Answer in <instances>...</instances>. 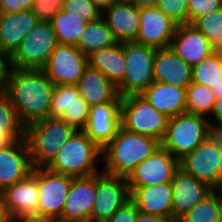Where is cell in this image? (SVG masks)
Listing matches in <instances>:
<instances>
[{
	"instance_id": "obj_46",
	"label": "cell",
	"mask_w": 222,
	"mask_h": 222,
	"mask_svg": "<svg viewBox=\"0 0 222 222\" xmlns=\"http://www.w3.org/2000/svg\"><path fill=\"white\" fill-rule=\"evenodd\" d=\"M11 222H51V219L38 215H24L11 219Z\"/></svg>"
},
{
	"instance_id": "obj_32",
	"label": "cell",
	"mask_w": 222,
	"mask_h": 222,
	"mask_svg": "<svg viewBox=\"0 0 222 222\" xmlns=\"http://www.w3.org/2000/svg\"><path fill=\"white\" fill-rule=\"evenodd\" d=\"M215 96L209 87L191 82L186 88V113L202 115L211 121Z\"/></svg>"
},
{
	"instance_id": "obj_45",
	"label": "cell",
	"mask_w": 222,
	"mask_h": 222,
	"mask_svg": "<svg viewBox=\"0 0 222 222\" xmlns=\"http://www.w3.org/2000/svg\"><path fill=\"white\" fill-rule=\"evenodd\" d=\"M25 138V134H2L0 132V149L9 147L15 141Z\"/></svg>"
},
{
	"instance_id": "obj_33",
	"label": "cell",
	"mask_w": 222,
	"mask_h": 222,
	"mask_svg": "<svg viewBox=\"0 0 222 222\" xmlns=\"http://www.w3.org/2000/svg\"><path fill=\"white\" fill-rule=\"evenodd\" d=\"M192 25L207 37L213 53L222 52V8L199 17Z\"/></svg>"
},
{
	"instance_id": "obj_14",
	"label": "cell",
	"mask_w": 222,
	"mask_h": 222,
	"mask_svg": "<svg viewBox=\"0 0 222 222\" xmlns=\"http://www.w3.org/2000/svg\"><path fill=\"white\" fill-rule=\"evenodd\" d=\"M177 24L159 8H140L136 43L156 49L170 47Z\"/></svg>"
},
{
	"instance_id": "obj_40",
	"label": "cell",
	"mask_w": 222,
	"mask_h": 222,
	"mask_svg": "<svg viewBox=\"0 0 222 222\" xmlns=\"http://www.w3.org/2000/svg\"><path fill=\"white\" fill-rule=\"evenodd\" d=\"M64 0H35L32 11L39 21H50L62 10Z\"/></svg>"
},
{
	"instance_id": "obj_48",
	"label": "cell",
	"mask_w": 222,
	"mask_h": 222,
	"mask_svg": "<svg viewBox=\"0 0 222 222\" xmlns=\"http://www.w3.org/2000/svg\"><path fill=\"white\" fill-rule=\"evenodd\" d=\"M0 222H11V217L6 209L4 198L0 192Z\"/></svg>"
},
{
	"instance_id": "obj_38",
	"label": "cell",
	"mask_w": 222,
	"mask_h": 222,
	"mask_svg": "<svg viewBox=\"0 0 222 222\" xmlns=\"http://www.w3.org/2000/svg\"><path fill=\"white\" fill-rule=\"evenodd\" d=\"M156 7L177 25L188 24V0H158Z\"/></svg>"
},
{
	"instance_id": "obj_53",
	"label": "cell",
	"mask_w": 222,
	"mask_h": 222,
	"mask_svg": "<svg viewBox=\"0 0 222 222\" xmlns=\"http://www.w3.org/2000/svg\"><path fill=\"white\" fill-rule=\"evenodd\" d=\"M118 2H132V0H118Z\"/></svg>"
},
{
	"instance_id": "obj_27",
	"label": "cell",
	"mask_w": 222,
	"mask_h": 222,
	"mask_svg": "<svg viewBox=\"0 0 222 222\" xmlns=\"http://www.w3.org/2000/svg\"><path fill=\"white\" fill-rule=\"evenodd\" d=\"M88 57V65L100 71L116 88L123 82L126 62L124 43L100 49L91 53Z\"/></svg>"
},
{
	"instance_id": "obj_11",
	"label": "cell",
	"mask_w": 222,
	"mask_h": 222,
	"mask_svg": "<svg viewBox=\"0 0 222 222\" xmlns=\"http://www.w3.org/2000/svg\"><path fill=\"white\" fill-rule=\"evenodd\" d=\"M88 57L76 46L58 44L42 69L55 85H77Z\"/></svg>"
},
{
	"instance_id": "obj_10",
	"label": "cell",
	"mask_w": 222,
	"mask_h": 222,
	"mask_svg": "<svg viewBox=\"0 0 222 222\" xmlns=\"http://www.w3.org/2000/svg\"><path fill=\"white\" fill-rule=\"evenodd\" d=\"M130 200L126 177L102 171L96 174L95 202L90 220L108 221L113 214Z\"/></svg>"
},
{
	"instance_id": "obj_41",
	"label": "cell",
	"mask_w": 222,
	"mask_h": 222,
	"mask_svg": "<svg viewBox=\"0 0 222 222\" xmlns=\"http://www.w3.org/2000/svg\"><path fill=\"white\" fill-rule=\"evenodd\" d=\"M138 213L135 203L130 199L107 222H136Z\"/></svg>"
},
{
	"instance_id": "obj_23",
	"label": "cell",
	"mask_w": 222,
	"mask_h": 222,
	"mask_svg": "<svg viewBox=\"0 0 222 222\" xmlns=\"http://www.w3.org/2000/svg\"><path fill=\"white\" fill-rule=\"evenodd\" d=\"M139 13L140 8L131 2H117L102 11V18L117 42H136L139 32Z\"/></svg>"
},
{
	"instance_id": "obj_50",
	"label": "cell",
	"mask_w": 222,
	"mask_h": 222,
	"mask_svg": "<svg viewBox=\"0 0 222 222\" xmlns=\"http://www.w3.org/2000/svg\"><path fill=\"white\" fill-rule=\"evenodd\" d=\"M91 1L102 11L118 2V0H91Z\"/></svg>"
},
{
	"instance_id": "obj_9",
	"label": "cell",
	"mask_w": 222,
	"mask_h": 222,
	"mask_svg": "<svg viewBox=\"0 0 222 222\" xmlns=\"http://www.w3.org/2000/svg\"><path fill=\"white\" fill-rule=\"evenodd\" d=\"M58 45L50 21H38L10 56L12 68L42 70Z\"/></svg>"
},
{
	"instance_id": "obj_6",
	"label": "cell",
	"mask_w": 222,
	"mask_h": 222,
	"mask_svg": "<svg viewBox=\"0 0 222 222\" xmlns=\"http://www.w3.org/2000/svg\"><path fill=\"white\" fill-rule=\"evenodd\" d=\"M180 167L214 190L222 189V131L212 133L180 160Z\"/></svg>"
},
{
	"instance_id": "obj_54",
	"label": "cell",
	"mask_w": 222,
	"mask_h": 222,
	"mask_svg": "<svg viewBox=\"0 0 222 222\" xmlns=\"http://www.w3.org/2000/svg\"><path fill=\"white\" fill-rule=\"evenodd\" d=\"M86 222H107V221H95V220H88Z\"/></svg>"
},
{
	"instance_id": "obj_24",
	"label": "cell",
	"mask_w": 222,
	"mask_h": 222,
	"mask_svg": "<svg viewBox=\"0 0 222 222\" xmlns=\"http://www.w3.org/2000/svg\"><path fill=\"white\" fill-rule=\"evenodd\" d=\"M38 21L32 10L0 13V49L11 56Z\"/></svg>"
},
{
	"instance_id": "obj_51",
	"label": "cell",
	"mask_w": 222,
	"mask_h": 222,
	"mask_svg": "<svg viewBox=\"0 0 222 222\" xmlns=\"http://www.w3.org/2000/svg\"><path fill=\"white\" fill-rule=\"evenodd\" d=\"M51 222H84V221L71 220V219H65V218L59 217V218H52Z\"/></svg>"
},
{
	"instance_id": "obj_34",
	"label": "cell",
	"mask_w": 222,
	"mask_h": 222,
	"mask_svg": "<svg viewBox=\"0 0 222 222\" xmlns=\"http://www.w3.org/2000/svg\"><path fill=\"white\" fill-rule=\"evenodd\" d=\"M79 97L76 85H56L51 100L50 116L61 118L66 109H69Z\"/></svg>"
},
{
	"instance_id": "obj_2",
	"label": "cell",
	"mask_w": 222,
	"mask_h": 222,
	"mask_svg": "<svg viewBox=\"0 0 222 222\" xmlns=\"http://www.w3.org/2000/svg\"><path fill=\"white\" fill-rule=\"evenodd\" d=\"M160 146L161 142L153 137L132 133L120 127L113 139L102 149L105 166L101 169L110 175L127 177Z\"/></svg>"
},
{
	"instance_id": "obj_17",
	"label": "cell",
	"mask_w": 222,
	"mask_h": 222,
	"mask_svg": "<svg viewBox=\"0 0 222 222\" xmlns=\"http://www.w3.org/2000/svg\"><path fill=\"white\" fill-rule=\"evenodd\" d=\"M33 166L25 138L0 149V192L32 173Z\"/></svg>"
},
{
	"instance_id": "obj_22",
	"label": "cell",
	"mask_w": 222,
	"mask_h": 222,
	"mask_svg": "<svg viewBox=\"0 0 222 222\" xmlns=\"http://www.w3.org/2000/svg\"><path fill=\"white\" fill-rule=\"evenodd\" d=\"M170 47L191 67L213 53L207 37L192 24L177 25Z\"/></svg>"
},
{
	"instance_id": "obj_25",
	"label": "cell",
	"mask_w": 222,
	"mask_h": 222,
	"mask_svg": "<svg viewBox=\"0 0 222 222\" xmlns=\"http://www.w3.org/2000/svg\"><path fill=\"white\" fill-rule=\"evenodd\" d=\"M141 95L169 118L186 113V88L153 82Z\"/></svg>"
},
{
	"instance_id": "obj_1",
	"label": "cell",
	"mask_w": 222,
	"mask_h": 222,
	"mask_svg": "<svg viewBox=\"0 0 222 222\" xmlns=\"http://www.w3.org/2000/svg\"><path fill=\"white\" fill-rule=\"evenodd\" d=\"M55 86L43 70L12 68L4 93L15 107L20 122L26 127L50 117Z\"/></svg>"
},
{
	"instance_id": "obj_18",
	"label": "cell",
	"mask_w": 222,
	"mask_h": 222,
	"mask_svg": "<svg viewBox=\"0 0 222 222\" xmlns=\"http://www.w3.org/2000/svg\"><path fill=\"white\" fill-rule=\"evenodd\" d=\"M11 219L24 215H38V168L21 181L1 192Z\"/></svg>"
},
{
	"instance_id": "obj_29",
	"label": "cell",
	"mask_w": 222,
	"mask_h": 222,
	"mask_svg": "<svg viewBox=\"0 0 222 222\" xmlns=\"http://www.w3.org/2000/svg\"><path fill=\"white\" fill-rule=\"evenodd\" d=\"M117 43L108 24L101 17L97 21L87 23L77 48L86 56L100 49L108 48Z\"/></svg>"
},
{
	"instance_id": "obj_26",
	"label": "cell",
	"mask_w": 222,
	"mask_h": 222,
	"mask_svg": "<svg viewBox=\"0 0 222 222\" xmlns=\"http://www.w3.org/2000/svg\"><path fill=\"white\" fill-rule=\"evenodd\" d=\"M80 96L90 105H98L113 101L119 94L116 86L100 71L85 68L77 85Z\"/></svg>"
},
{
	"instance_id": "obj_7",
	"label": "cell",
	"mask_w": 222,
	"mask_h": 222,
	"mask_svg": "<svg viewBox=\"0 0 222 222\" xmlns=\"http://www.w3.org/2000/svg\"><path fill=\"white\" fill-rule=\"evenodd\" d=\"M168 120L169 117L157 111L142 95L122 97L120 123L123 129L161 142Z\"/></svg>"
},
{
	"instance_id": "obj_20",
	"label": "cell",
	"mask_w": 222,
	"mask_h": 222,
	"mask_svg": "<svg viewBox=\"0 0 222 222\" xmlns=\"http://www.w3.org/2000/svg\"><path fill=\"white\" fill-rule=\"evenodd\" d=\"M96 174L74 177L66 197L62 218L88 221L95 202Z\"/></svg>"
},
{
	"instance_id": "obj_21",
	"label": "cell",
	"mask_w": 222,
	"mask_h": 222,
	"mask_svg": "<svg viewBox=\"0 0 222 222\" xmlns=\"http://www.w3.org/2000/svg\"><path fill=\"white\" fill-rule=\"evenodd\" d=\"M154 82L187 88L192 82V67L181 59L171 47L155 52Z\"/></svg>"
},
{
	"instance_id": "obj_52",
	"label": "cell",
	"mask_w": 222,
	"mask_h": 222,
	"mask_svg": "<svg viewBox=\"0 0 222 222\" xmlns=\"http://www.w3.org/2000/svg\"><path fill=\"white\" fill-rule=\"evenodd\" d=\"M219 222H222V208H221V212H220Z\"/></svg>"
},
{
	"instance_id": "obj_44",
	"label": "cell",
	"mask_w": 222,
	"mask_h": 222,
	"mask_svg": "<svg viewBox=\"0 0 222 222\" xmlns=\"http://www.w3.org/2000/svg\"><path fill=\"white\" fill-rule=\"evenodd\" d=\"M211 115H214V121H209L212 130L214 132L222 131V97L216 99Z\"/></svg>"
},
{
	"instance_id": "obj_28",
	"label": "cell",
	"mask_w": 222,
	"mask_h": 222,
	"mask_svg": "<svg viewBox=\"0 0 222 222\" xmlns=\"http://www.w3.org/2000/svg\"><path fill=\"white\" fill-rule=\"evenodd\" d=\"M192 82L209 87L215 99L222 97V56L212 53L192 67Z\"/></svg>"
},
{
	"instance_id": "obj_35",
	"label": "cell",
	"mask_w": 222,
	"mask_h": 222,
	"mask_svg": "<svg viewBox=\"0 0 222 222\" xmlns=\"http://www.w3.org/2000/svg\"><path fill=\"white\" fill-rule=\"evenodd\" d=\"M0 132L25 134V126L20 122L15 107L4 92H0Z\"/></svg>"
},
{
	"instance_id": "obj_12",
	"label": "cell",
	"mask_w": 222,
	"mask_h": 222,
	"mask_svg": "<svg viewBox=\"0 0 222 222\" xmlns=\"http://www.w3.org/2000/svg\"><path fill=\"white\" fill-rule=\"evenodd\" d=\"M180 161L161 146L126 177L129 188L172 182Z\"/></svg>"
},
{
	"instance_id": "obj_3",
	"label": "cell",
	"mask_w": 222,
	"mask_h": 222,
	"mask_svg": "<svg viewBox=\"0 0 222 222\" xmlns=\"http://www.w3.org/2000/svg\"><path fill=\"white\" fill-rule=\"evenodd\" d=\"M77 129L61 118L48 117L25 127L33 168H46Z\"/></svg>"
},
{
	"instance_id": "obj_16",
	"label": "cell",
	"mask_w": 222,
	"mask_h": 222,
	"mask_svg": "<svg viewBox=\"0 0 222 222\" xmlns=\"http://www.w3.org/2000/svg\"><path fill=\"white\" fill-rule=\"evenodd\" d=\"M171 184L173 191L172 211L174 222L214 191L207 183L197 180L181 167L174 173Z\"/></svg>"
},
{
	"instance_id": "obj_47",
	"label": "cell",
	"mask_w": 222,
	"mask_h": 222,
	"mask_svg": "<svg viewBox=\"0 0 222 222\" xmlns=\"http://www.w3.org/2000/svg\"><path fill=\"white\" fill-rule=\"evenodd\" d=\"M136 222H174V221H169L159 216L146 214L139 211Z\"/></svg>"
},
{
	"instance_id": "obj_42",
	"label": "cell",
	"mask_w": 222,
	"mask_h": 222,
	"mask_svg": "<svg viewBox=\"0 0 222 222\" xmlns=\"http://www.w3.org/2000/svg\"><path fill=\"white\" fill-rule=\"evenodd\" d=\"M35 0H0V13L32 10Z\"/></svg>"
},
{
	"instance_id": "obj_5",
	"label": "cell",
	"mask_w": 222,
	"mask_h": 222,
	"mask_svg": "<svg viewBox=\"0 0 222 222\" xmlns=\"http://www.w3.org/2000/svg\"><path fill=\"white\" fill-rule=\"evenodd\" d=\"M214 131L209 119L202 115L180 114L168 120L161 147L179 161L203 143Z\"/></svg>"
},
{
	"instance_id": "obj_19",
	"label": "cell",
	"mask_w": 222,
	"mask_h": 222,
	"mask_svg": "<svg viewBox=\"0 0 222 222\" xmlns=\"http://www.w3.org/2000/svg\"><path fill=\"white\" fill-rule=\"evenodd\" d=\"M129 189L138 211L173 221L171 182Z\"/></svg>"
},
{
	"instance_id": "obj_4",
	"label": "cell",
	"mask_w": 222,
	"mask_h": 222,
	"mask_svg": "<svg viewBox=\"0 0 222 222\" xmlns=\"http://www.w3.org/2000/svg\"><path fill=\"white\" fill-rule=\"evenodd\" d=\"M97 161H102V149L83 130H77L46 168L58 174L84 177L101 172Z\"/></svg>"
},
{
	"instance_id": "obj_15",
	"label": "cell",
	"mask_w": 222,
	"mask_h": 222,
	"mask_svg": "<svg viewBox=\"0 0 222 222\" xmlns=\"http://www.w3.org/2000/svg\"><path fill=\"white\" fill-rule=\"evenodd\" d=\"M121 102L122 97L118 95L113 101L90 106L89 120L83 131L101 149L113 139L121 127Z\"/></svg>"
},
{
	"instance_id": "obj_31",
	"label": "cell",
	"mask_w": 222,
	"mask_h": 222,
	"mask_svg": "<svg viewBox=\"0 0 222 222\" xmlns=\"http://www.w3.org/2000/svg\"><path fill=\"white\" fill-rule=\"evenodd\" d=\"M221 208L222 191L214 190L176 222H219Z\"/></svg>"
},
{
	"instance_id": "obj_13",
	"label": "cell",
	"mask_w": 222,
	"mask_h": 222,
	"mask_svg": "<svg viewBox=\"0 0 222 222\" xmlns=\"http://www.w3.org/2000/svg\"><path fill=\"white\" fill-rule=\"evenodd\" d=\"M74 177L38 168V216H62L66 197Z\"/></svg>"
},
{
	"instance_id": "obj_36",
	"label": "cell",
	"mask_w": 222,
	"mask_h": 222,
	"mask_svg": "<svg viewBox=\"0 0 222 222\" xmlns=\"http://www.w3.org/2000/svg\"><path fill=\"white\" fill-rule=\"evenodd\" d=\"M62 11L79 15L87 23L97 21L102 17V10L91 0H64Z\"/></svg>"
},
{
	"instance_id": "obj_30",
	"label": "cell",
	"mask_w": 222,
	"mask_h": 222,
	"mask_svg": "<svg viewBox=\"0 0 222 222\" xmlns=\"http://www.w3.org/2000/svg\"><path fill=\"white\" fill-rule=\"evenodd\" d=\"M58 44L77 46L87 22L72 12L60 11L50 20Z\"/></svg>"
},
{
	"instance_id": "obj_49",
	"label": "cell",
	"mask_w": 222,
	"mask_h": 222,
	"mask_svg": "<svg viewBox=\"0 0 222 222\" xmlns=\"http://www.w3.org/2000/svg\"><path fill=\"white\" fill-rule=\"evenodd\" d=\"M158 0H132V4H134L138 8L145 7H154L156 6Z\"/></svg>"
},
{
	"instance_id": "obj_8",
	"label": "cell",
	"mask_w": 222,
	"mask_h": 222,
	"mask_svg": "<svg viewBox=\"0 0 222 222\" xmlns=\"http://www.w3.org/2000/svg\"><path fill=\"white\" fill-rule=\"evenodd\" d=\"M156 50L136 42L124 43L126 70L123 82L117 87L120 97L141 95L151 86Z\"/></svg>"
},
{
	"instance_id": "obj_39",
	"label": "cell",
	"mask_w": 222,
	"mask_h": 222,
	"mask_svg": "<svg viewBox=\"0 0 222 222\" xmlns=\"http://www.w3.org/2000/svg\"><path fill=\"white\" fill-rule=\"evenodd\" d=\"M222 8V0H188V24L199 17Z\"/></svg>"
},
{
	"instance_id": "obj_43",
	"label": "cell",
	"mask_w": 222,
	"mask_h": 222,
	"mask_svg": "<svg viewBox=\"0 0 222 222\" xmlns=\"http://www.w3.org/2000/svg\"><path fill=\"white\" fill-rule=\"evenodd\" d=\"M11 70L10 55L0 49V92H4Z\"/></svg>"
},
{
	"instance_id": "obj_37",
	"label": "cell",
	"mask_w": 222,
	"mask_h": 222,
	"mask_svg": "<svg viewBox=\"0 0 222 222\" xmlns=\"http://www.w3.org/2000/svg\"><path fill=\"white\" fill-rule=\"evenodd\" d=\"M90 105L80 96L61 117L67 124L77 130H83L89 120Z\"/></svg>"
}]
</instances>
